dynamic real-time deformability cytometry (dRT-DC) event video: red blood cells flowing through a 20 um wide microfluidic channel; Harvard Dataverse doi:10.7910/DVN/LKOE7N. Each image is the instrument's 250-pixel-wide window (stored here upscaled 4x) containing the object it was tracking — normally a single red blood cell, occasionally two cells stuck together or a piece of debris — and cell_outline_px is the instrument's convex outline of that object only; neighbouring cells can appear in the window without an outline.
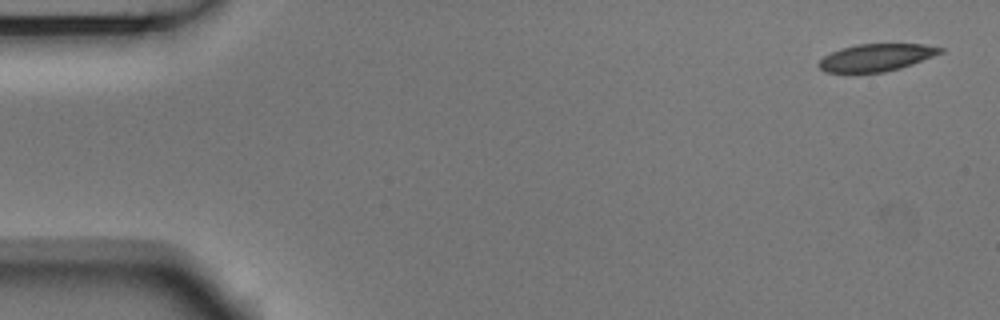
{"species": "Egyptian fruit bat (a non-hibernating species)", "species_latin": "Rousettus aegyptiacus", "temperature_condition": "room temperature", "stored_images_in_passage": 8, "camera_frame_rate_fps": 3000, "um_per_image_px": 0.085, "animal": {"sex": "male"}, "frame": {"image": 1, "passage_image": 1, "time_ms": 0.0, "image_size_px": [1000, 320], "cell_outline_px": [[944, 52], [912, 64], [900, 68], [884, 72], [824, 72], [816, 64], [824, 56], [840, 48], [856, 44], [924, 44], [944, 48]], "centroid_in_image_um": [74.48, 4.88], "position_along_channel_um": 10.5, "area_um2": 19.31}}
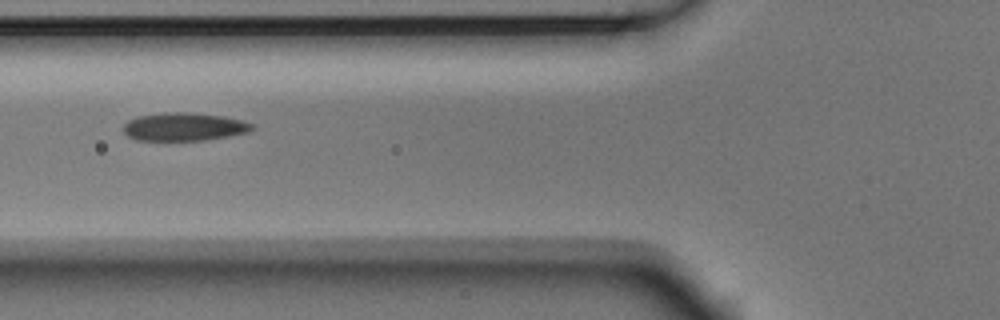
{"frame": {"image": 2, "passage_image": 5, "time_ms": 1.333, "image_size_px": [1000, 320], "cell_outline_px": [[256, 128], [248, 132], [228, 136], [204, 140], [136, 140], [128, 136], [124, 132], [124, 124], [128, 120], [140, 116], [164, 112], [184, 112], [224, 116], [256, 124]], "centroid_in_image_um": [15.67, 10.77], "position_along_channel_um": 110.1, "area_um2": 21.04}}
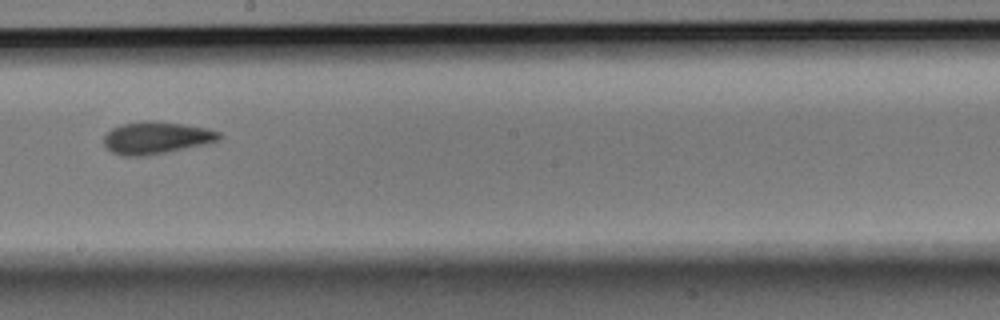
{"frame": {"image": 3, "passage_image": 8, "time_ms": 2.333, "image_size_px": [1000, 320], "cell_outline_px": [[224, 136], [220, 140], [204, 144], [148, 156], [124, 156], [112, 152], [104, 144], [104, 136], [112, 128], [124, 124], [144, 120], [152, 120], [208, 128], [220, 132]], "centroid_in_image_um": [13.31, 11.71], "position_along_channel_um": 234.9, "area_um2": 21.62}}